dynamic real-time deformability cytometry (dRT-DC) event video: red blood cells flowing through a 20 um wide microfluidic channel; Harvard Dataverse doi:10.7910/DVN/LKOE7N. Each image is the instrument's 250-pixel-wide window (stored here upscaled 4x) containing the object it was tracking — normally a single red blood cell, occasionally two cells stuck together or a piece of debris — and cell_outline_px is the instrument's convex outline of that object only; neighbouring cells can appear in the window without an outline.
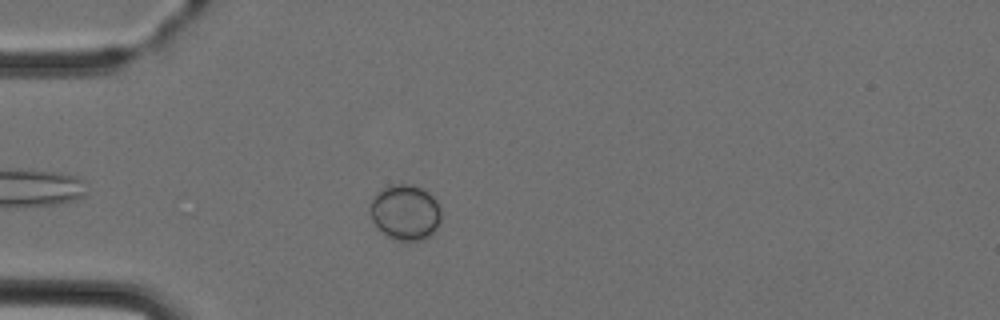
{"species": "Egyptian fruit bat (a non-hibernating species)", "species_latin": "Rousettus aegyptiacus", "temperature_condition": "cold", "stored_images_in_passage": 3, "camera_frame_rate_fps": 3000, "um_per_image_px": 0.085, "animal": {"sex": "female"}, "frame": {"image": 1, "passage_image": 3, "time_ms": 3.333, "image_size_px": [1000, 320], "cell_outline_px": [[440, 224], [436, 232], [424, 240], [396, 240], [380, 232], [376, 228], [372, 220], [372, 196], [380, 188], [388, 184], [412, 184], [428, 192], [436, 200], [440, 208]], "centroid_in_image_um": [34.45, 18.05], "position_along_channel_um": 50.5, "area_um2": 23.29}}